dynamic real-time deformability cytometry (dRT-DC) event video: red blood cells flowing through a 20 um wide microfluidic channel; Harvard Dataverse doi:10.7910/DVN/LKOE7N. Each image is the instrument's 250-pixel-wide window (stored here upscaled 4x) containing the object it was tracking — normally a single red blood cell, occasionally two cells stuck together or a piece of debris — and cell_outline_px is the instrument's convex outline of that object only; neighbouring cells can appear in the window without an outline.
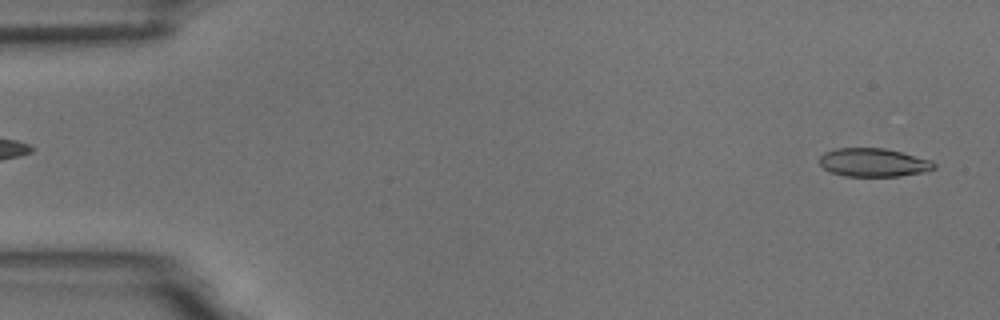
{"species": "common noctule bat (a hibernating species)", "species_latin": "Nyctalus noctula", "temperature_condition": "room temperature", "stored_images_in_passage": 54, "camera_frame_rate_fps": 3000, "um_per_image_px": 0.085, "animal": {"sex": "male", "body_mass_g": 18.8}, "frame": {"image": 1, "passage_image": 2, "time_ms": 0.333, "image_size_px": [1000, 320], "cell_outline_px": [[936, 168], [924, 172], [900, 176], [844, 176], [832, 172], [824, 168], [820, 164], [820, 156], [824, 152], [836, 148], [884, 148], [932, 160], [936, 164]], "centroid_in_image_um": [74.26, 13.81], "position_along_channel_um": 10.7, "area_um2": 18.96}}
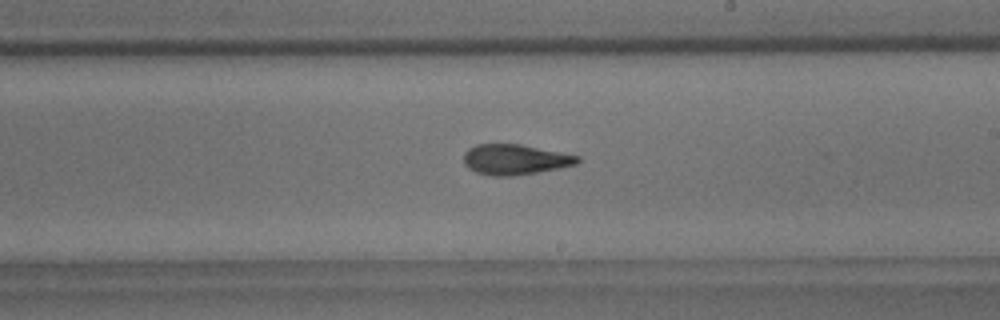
{"frame": {"image": 2, "passage_image": 31, "time_ms": 10.0, "image_size_px": [1000, 320], "cell_outline_px": [[580, 160], [576, 164], [560, 168], [512, 176], [492, 176], [476, 172], [468, 168], [464, 164], [464, 152], [468, 148], [476, 144], [520, 144], [580, 156]], "centroid_in_image_um": [43.75, 13.56], "position_along_channel_um": 245.3, "area_um2": 20.11}}
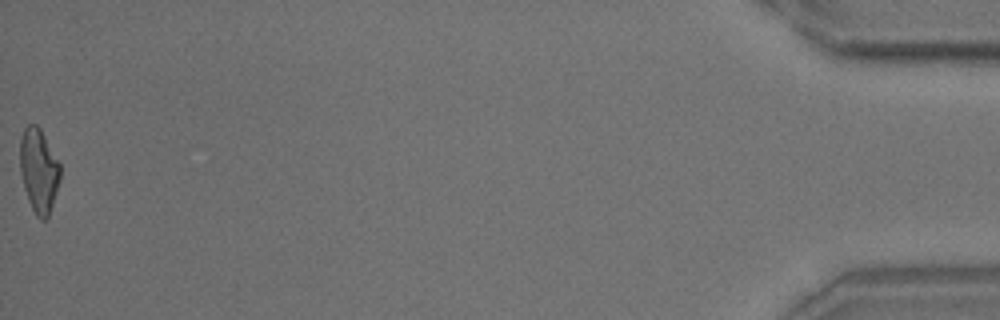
{"frame": {"image": 3, "passage_image": 54, "time_ms": 17.667, "image_size_px": [1000, 320], "cell_outline_px": [[60, 180], [48, 216], [44, 220], [40, 220], [36, 216], [28, 200], [24, 188], [20, 172], [20, 140], [24, 128], [28, 124], [36, 124], [40, 128], [60, 164]], "centroid_in_image_um": [3.28, 14.49], "position_along_channel_um": 431.9, "area_um2": 19.54}, "authors_computed_cell_mechanics": {"area_um2": 20.0566, "velocity_mm_per_s": 3.7324, "shape_relaxation_time_tau1_ms": 5.8766, "shape_relaxation_time_tau2_ms": 1.37, "deformation_change_tau1": 0.1598, "deformation_change_tau2": 0.0971}}